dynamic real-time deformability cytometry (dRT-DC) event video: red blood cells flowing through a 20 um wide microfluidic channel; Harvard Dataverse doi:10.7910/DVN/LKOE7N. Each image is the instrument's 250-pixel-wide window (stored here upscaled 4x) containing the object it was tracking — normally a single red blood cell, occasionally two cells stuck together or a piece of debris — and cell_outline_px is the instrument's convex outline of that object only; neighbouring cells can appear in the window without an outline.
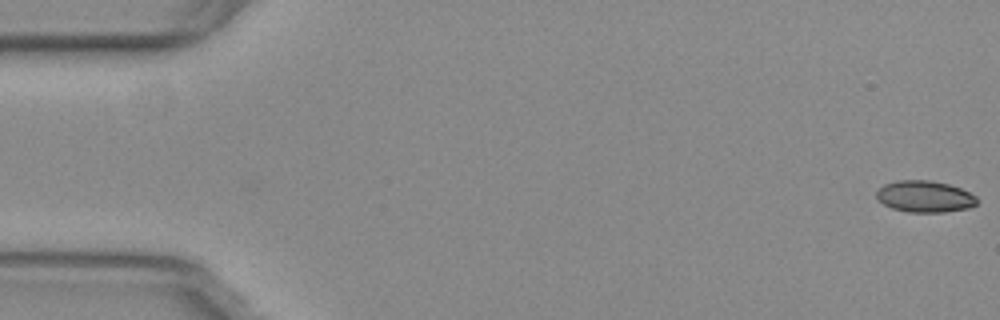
{"species": "common noctule bat (a hibernating species)", "species_latin": "Nyctalus noctula", "temperature_condition": "warm", "stored_images_in_passage": 47, "camera_frame_rate_fps": 3000, "um_per_image_px": 0.085, "animal": {"sex": "female", "body_mass_g": 29.2, "forearm_length_mm": 56.3}, "frame": {"image": 1, "passage_image": 1, "time_ms": 0.0, "image_size_px": [1000, 320], "cell_outline_px": [[976, 204], [968, 208], [944, 212], [908, 212], [892, 208], [884, 204], [876, 196], [876, 192], [884, 184], [896, 180], [928, 180], [948, 184], [960, 188], [976, 196]], "centroid_in_image_um": [78.59, 16.7], "position_along_channel_um": 6.4, "area_um2": 18.32}}
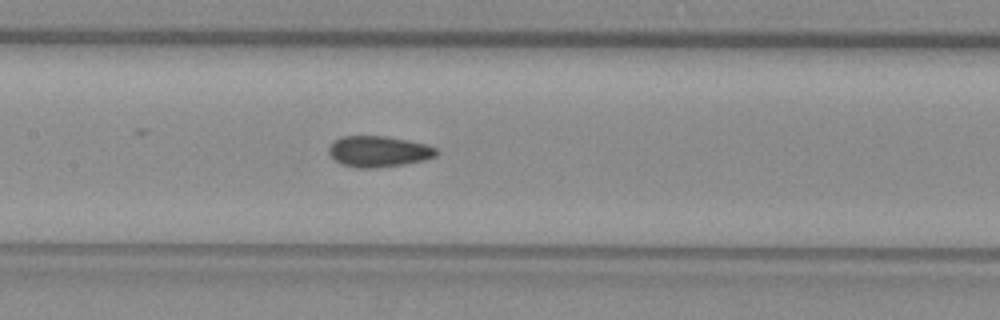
{"frame": {"image": 2, "passage_image": 26, "time_ms": 8.333, "image_size_px": [1000, 320], "cell_outline_px": [[440, 152], [436, 156], [424, 160], [404, 164], [376, 168], [356, 168], [340, 164], [328, 152], [328, 148], [340, 136], [384, 136], [408, 140], [428, 144], [436, 148]], "centroid_in_image_um": [32.21, 12.88], "position_along_channel_um": 175.2, "area_um2": 19.54}}
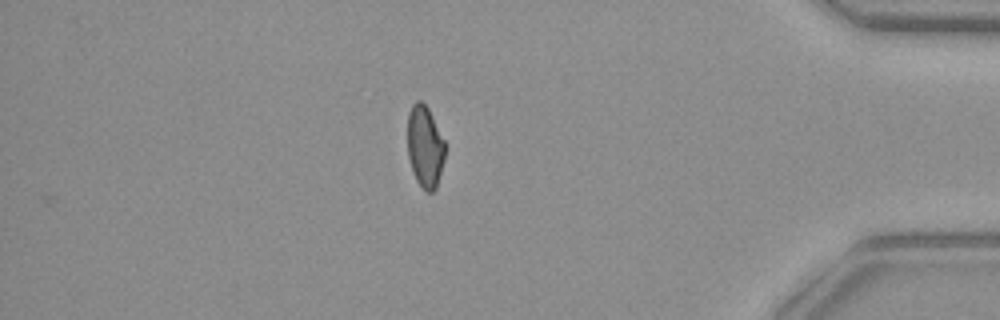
{"frame": {"image": 3, "passage_image": 47, "time_ms": 15.333, "image_size_px": [1000, 320], "cell_outline_px": [[444, 160], [436, 188], [432, 192], [428, 192], [416, 180], [412, 172], [408, 156], [408, 112], [412, 104], [416, 100], [420, 100], [428, 108], [444, 140]], "centroid_in_image_um": [36.1, 12.45], "position_along_channel_um": 399.1, "area_um2": 17.74}, "authors_computed_cell_mechanics": {"area_um2": 19.1318, "velocity_mm_per_s": 3.8005, "shape_relaxation_time_tau1_ms": null, "shape_relaxation_time_tau2_ms": 1.2698, "deformation_change_tau1": null, "deformation_change_tau2": 0.0689}}